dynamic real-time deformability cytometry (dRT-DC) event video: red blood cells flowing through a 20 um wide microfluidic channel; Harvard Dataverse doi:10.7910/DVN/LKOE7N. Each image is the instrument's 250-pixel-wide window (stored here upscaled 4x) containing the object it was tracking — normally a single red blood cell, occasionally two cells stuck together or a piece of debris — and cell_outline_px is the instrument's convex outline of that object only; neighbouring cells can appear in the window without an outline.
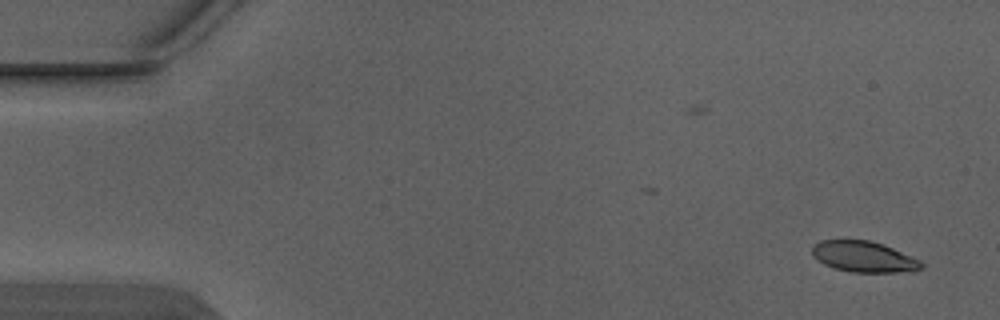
{"species": "Egyptian fruit bat (a non-hibernating species)", "species_latin": "Rousettus aegyptiacus", "temperature_condition": "warm", "stored_images_in_passage": 5, "camera_frame_rate_fps": 3000, "um_per_image_px": 0.085, "animal": {"sex": "male"}, "frame": {"image": 1, "passage_image": 1, "time_ms": 0.0, "image_size_px": [1000, 320], "cell_outline_px": [[924, 268], [912, 272], [852, 272], [832, 268], [824, 264], [812, 256], [812, 244], [820, 240], [868, 240], [892, 248], [920, 260], [924, 264]], "centroid_in_image_um": [73.41, 21.83], "position_along_channel_um": 11.6, "area_um2": 19.77}}
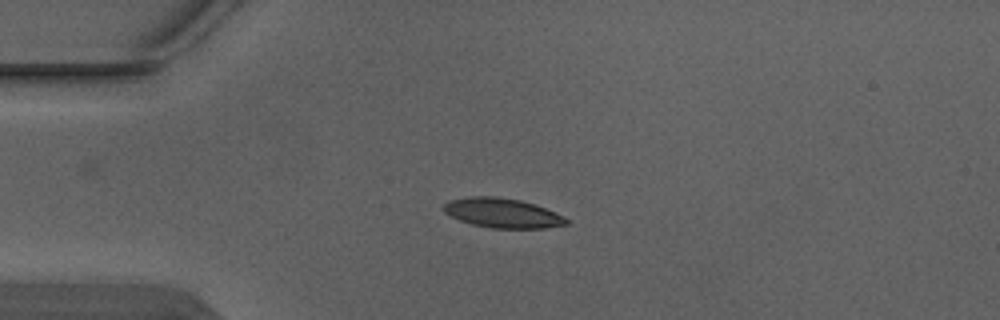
{"frame": {"image": 2, "passage_image": 4, "time_ms": 1.0, "image_size_px": [1000, 320], "cell_outline_px": [[568, 224], [544, 228], [492, 228], [472, 224], [460, 220], [444, 212], [440, 208], [444, 204], [452, 200], [472, 196], [496, 196], [520, 200], [536, 204], [564, 216], [568, 220]], "centroid_in_image_um": [42.71, 18.1], "position_along_channel_um": 42.3, "area_um2": 21.1}}